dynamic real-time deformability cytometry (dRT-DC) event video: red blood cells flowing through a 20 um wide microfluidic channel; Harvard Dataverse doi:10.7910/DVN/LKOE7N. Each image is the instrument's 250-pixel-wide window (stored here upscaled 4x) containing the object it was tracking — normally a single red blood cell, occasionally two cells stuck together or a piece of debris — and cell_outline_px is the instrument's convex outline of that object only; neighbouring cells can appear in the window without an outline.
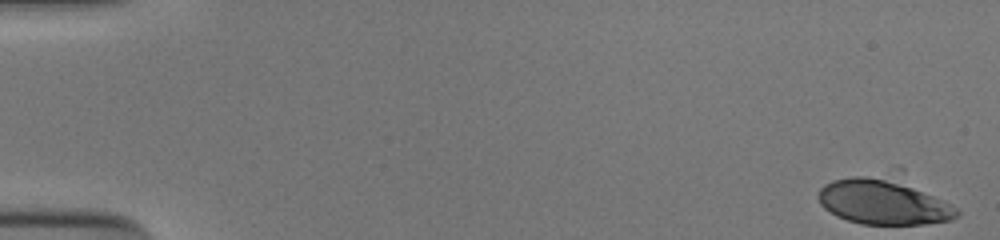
{"species": "human", "species_latin": "Homo sapiens", "temperature_condition": "cold", "stored_images_in_passage": 53, "camera_frame_rate_fps": 3000, "um_per_image_px": 0.085, "donor": {"sex": "male"}, "frame": {"image": 1, "passage_image": 1, "time_ms": 0.0, "image_size_px": [1000, 240], "cell_outline_px": [[960, 216], [952, 220], [924, 224], [860, 224], [836, 216], [824, 208], [820, 204], [816, 196], [820, 188], [824, 184], [832, 180], [852, 176], [864, 176], [896, 180], [944, 200], [952, 204], [960, 212]], "centroid_in_image_um": [75.05, 17.19], "position_along_channel_um": 9.9, "area_um2": 36.18}}
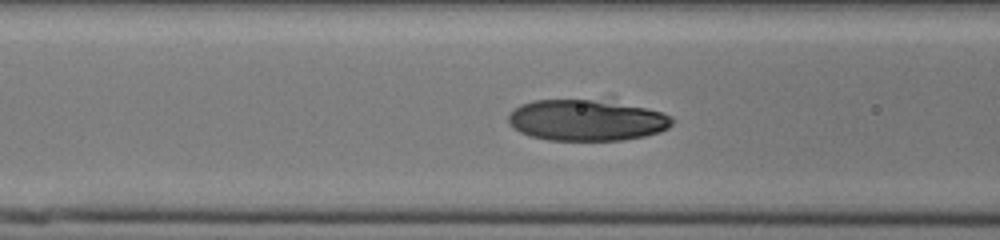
{"frame": {"image": 2, "passage_image": 22, "time_ms": 7.0, "image_size_px": [1000, 240], "cell_outline_px": [[676, 120], [668, 128], [660, 132], [644, 136], [624, 140], [548, 140], [528, 136], [512, 128], [508, 124], [508, 116], [520, 104], [532, 100], [592, 100], [644, 108], [664, 112], [672, 116]], "centroid_in_image_um": [49.84, 10.24], "position_along_channel_um": 116.8, "area_um2": 39.13}}
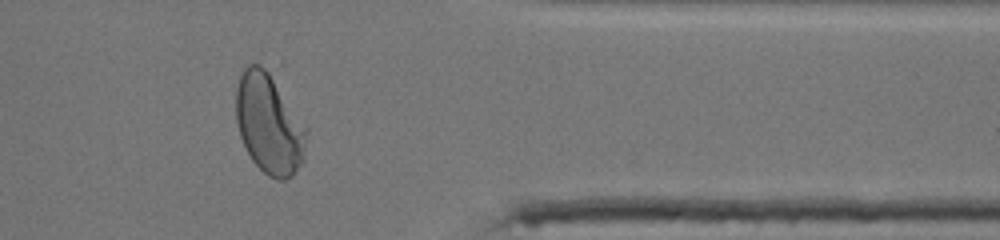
{"frame": {"image": 3, "passage_image": 44, "time_ms": 14.333, "image_size_px": [1000, 240], "cell_outline_px": [[308, 132], [304, 160], [296, 172], [292, 176], [284, 180], [276, 180], [268, 176], [252, 160], [240, 136], [236, 120], [236, 88], [240, 76], [244, 68], [260, 52], [284, 60], [308, 128]], "centroid_in_image_um": [23.03, 9.98], "position_along_channel_um": 388.4, "area_um2": 48.38}}